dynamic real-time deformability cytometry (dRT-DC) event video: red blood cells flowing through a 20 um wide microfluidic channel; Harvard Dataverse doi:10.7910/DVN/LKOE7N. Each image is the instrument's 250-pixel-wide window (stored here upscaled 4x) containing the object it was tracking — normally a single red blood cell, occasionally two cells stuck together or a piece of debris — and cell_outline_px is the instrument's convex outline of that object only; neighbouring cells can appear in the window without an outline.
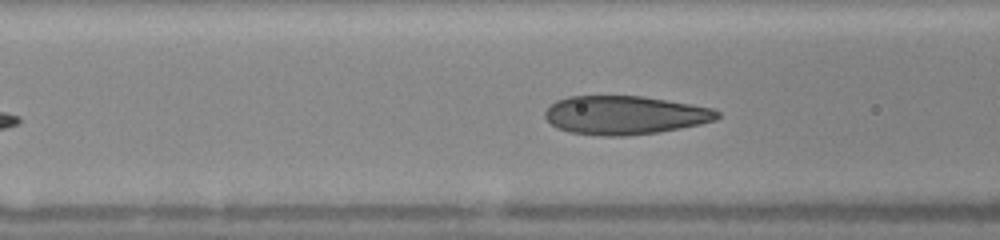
{"species": "human", "species_latin": "Homo sapiens", "temperature_condition": "warm", "stored_images_in_passage": 32, "camera_frame_rate_fps": 3000, "um_per_image_px": 0.085, "donor": {"sex": "female"}, "frame": {"image": 1, "passage_image": 13, "time_ms": 3.333, "image_size_px": [1000, 240], "cell_outline_px": [[720, 116], [716, 120], [700, 124], [680, 128], [656, 132], [624, 136], [600, 136], [568, 132], [556, 128], [544, 116], [544, 112], [556, 100], [568, 96], [640, 96], [692, 104], [712, 108], [720, 112]], "centroid_in_image_um": [53.09, 9.79], "position_along_channel_um": 113.5, "area_um2": 38.78}}
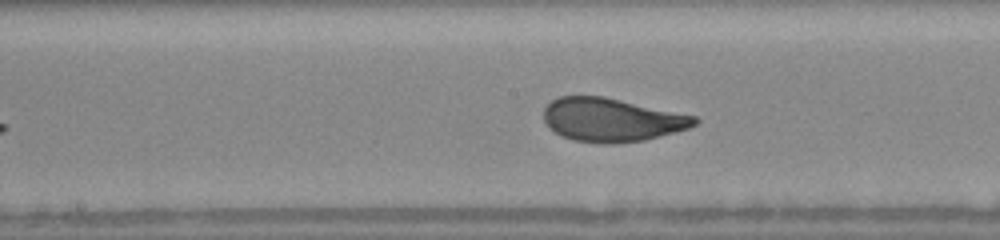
{"frame": {"image": 2, "passage_image": 21, "time_ms": 5.333, "image_size_px": [1000, 240], "cell_outline_px": [[700, 120], [696, 124], [688, 128], [676, 132], [644, 140], [612, 144], [600, 144], [572, 140], [560, 136], [548, 128], [544, 120], [544, 108], [552, 100], [560, 96], [604, 96], [696, 116]], "centroid_in_image_um": [51.97, 10.19], "position_along_channel_um": 196.2, "area_um2": 38.49}}